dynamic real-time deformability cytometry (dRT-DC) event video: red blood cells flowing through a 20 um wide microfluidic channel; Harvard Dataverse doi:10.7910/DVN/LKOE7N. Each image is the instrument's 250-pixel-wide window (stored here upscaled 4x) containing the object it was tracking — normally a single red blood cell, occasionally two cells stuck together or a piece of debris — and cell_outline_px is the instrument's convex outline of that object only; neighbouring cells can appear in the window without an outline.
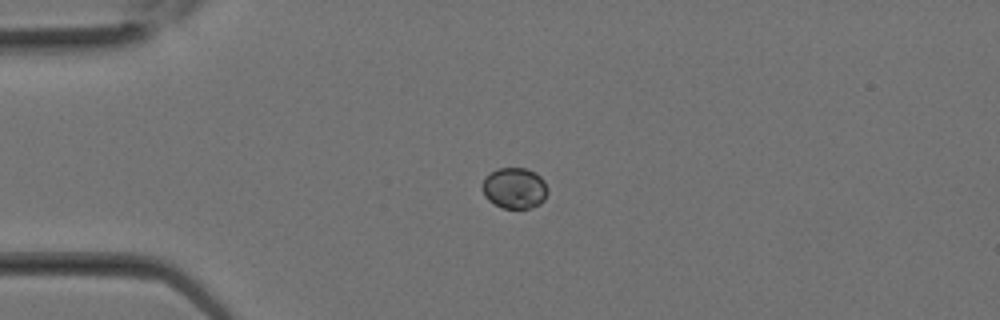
{"species": "Egyptian fruit bat (a non-hibernating species)", "species_latin": "Rousettus aegyptiacus", "temperature_condition": "room temperature", "stored_images_in_passage": 6, "camera_frame_rate_fps": 3000, "um_per_image_px": 0.085, "animal": {"sex": "female"}, "frame": {"image": 1, "passage_image": 1, "time_ms": 0.0, "image_size_px": [1000, 320], "cell_outline_px": [[548, 192], [544, 200], [540, 204], [528, 208], [504, 208], [488, 200], [484, 196], [480, 188], [484, 176], [496, 168], [524, 168], [536, 172], [544, 180], [548, 188]], "centroid_in_image_um": [43.71, 15.97], "position_along_channel_um": 41.3, "area_um2": 15.9}}
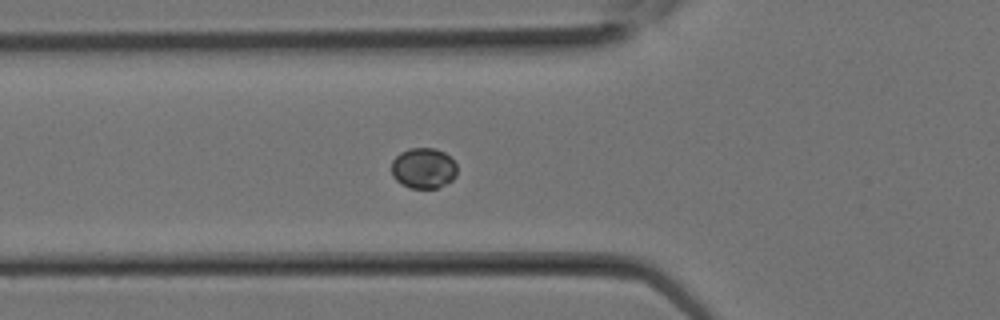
{"frame": {"image": 2, "passage_image": 4, "time_ms": 1.0, "image_size_px": [1000, 320], "cell_outline_px": [[456, 176], [452, 180], [436, 188], [412, 188], [400, 184], [392, 176], [392, 160], [400, 152], [408, 148], [436, 148], [444, 152], [456, 164]], "centroid_in_image_um": [35.97, 14.29], "position_along_channel_um": 89.8, "area_um2": 15.55}}
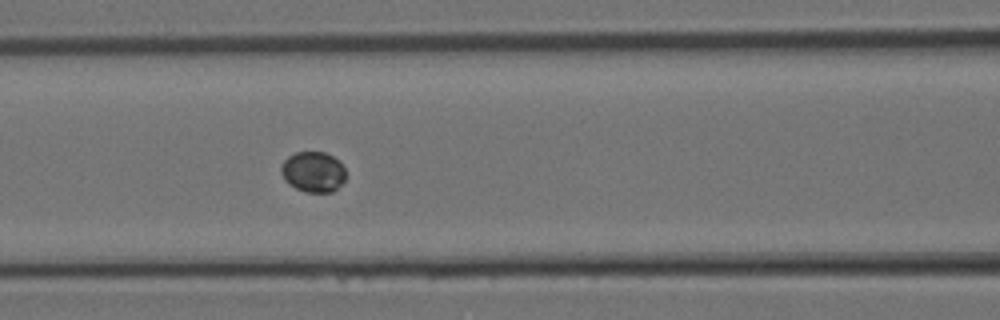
{"frame": {"image": 3, "passage_image": 6, "time_ms": 1.667, "image_size_px": [1000, 320], "cell_outline_px": [[344, 180], [332, 192], [304, 192], [288, 184], [284, 180], [280, 172], [280, 168], [284, 160], [288, 156], [296, 152], [324, 152], [340, 160], [344, 168]], "centroid_in_image_um": [26.59, 14.6], "position_along_channel_um": 140.0, "area_um2": 15.32}}